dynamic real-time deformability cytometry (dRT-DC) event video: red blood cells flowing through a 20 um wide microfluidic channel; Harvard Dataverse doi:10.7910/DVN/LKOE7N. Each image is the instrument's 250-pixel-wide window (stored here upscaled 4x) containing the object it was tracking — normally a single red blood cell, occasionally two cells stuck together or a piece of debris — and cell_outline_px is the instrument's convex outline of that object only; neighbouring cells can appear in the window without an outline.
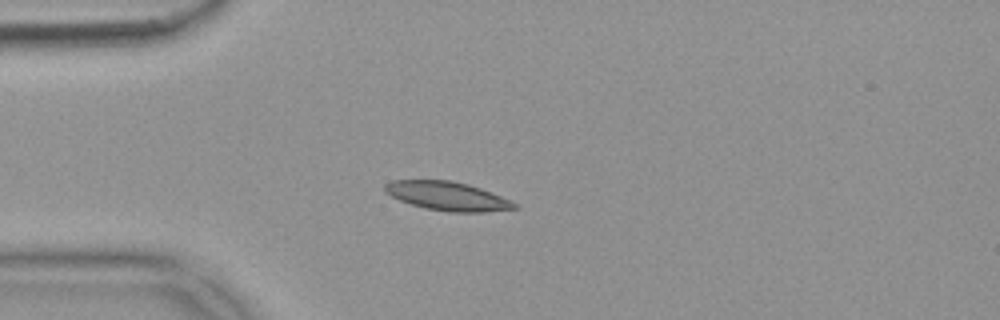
{"species": "common noctule bat (a hibernating species)", "species_latin": "Nyctalus noctula", "temperature_condition": "warm", "stored_images_in_passage": 42, "camera_frame_rate_fps": 3000, "um_per_image_px": 0.085, "animal": {"sex": "female", "body_mass_g": 18.4}, "frame": {"image": 1, "passage_image": 1, "time_ms": 0.0, "image_size_px": [1000, 320], "cell_outline_px": [[520, 208], [484, 212], [448, 212], [424, 208], [400, 200], [384, 192], [384, 184], [392, 180], [452, 180], [468, 184], [480, 188], [512, 200]], "centroid_in_image_um": [38.04, 16.67], "position_along_channel_um": 47.0, "area_um2": 21.85}}
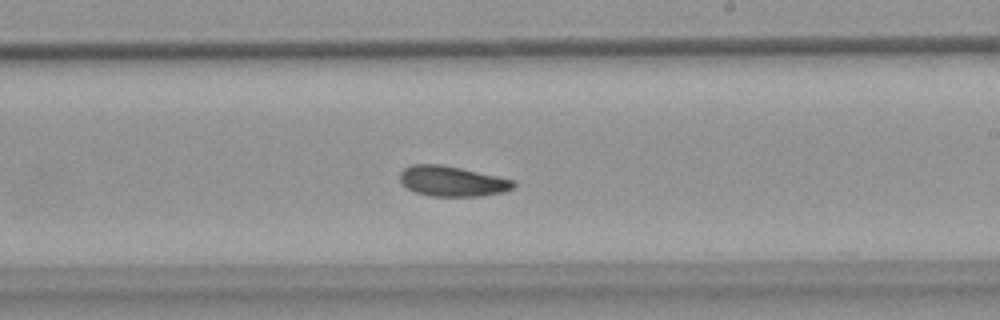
{"frame": {"image": 2, "passage_image": 19, "time_ms": 6.0, "image_size_px": [1000, 320], "cell_outline_px": [[516, 184], [512, 188], [504, 192], [484, 196], [432, 196], [416, 192], [400, 184], [400, 172], [404, 168], [412, 164], [440, 164], [460, 168], [516, 180]], "centroid_in_image_um": [38.44, 15.4], "position_along_channel_um": 250.6, "area_um2": 20.11}}
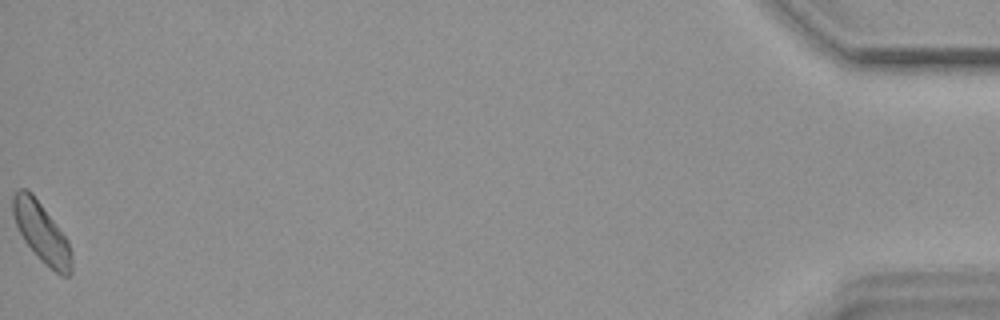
{"frame": {"image": 3, "passage_image": 42, "time_ms": 13.667, "image_size_px": [1000, 320], "cell_outline_px": [[72, 272], [68, 276], [60, 276], [40, 260], [24, 240], [16, 224], [12, 212], [12, 196], [20, 188], [24, 188], [32, 192], [68, 240], [72, 256]], "centroid_in_image_um": [3.54, 19.78], "position_along_channel_um": 431.7, "area_um2": 20.35}, "authors_computed_cell_mechanics": {"area_um2": 20.23, "velocity_mm_per_s": 3.6494, "shape_relaxation_time_tau1_ms": 11.2071, "shape_relaxation_time_tau2_ms": null, "deformation_change_tau1": 0.1708, "deformation_change_tau2": null}}